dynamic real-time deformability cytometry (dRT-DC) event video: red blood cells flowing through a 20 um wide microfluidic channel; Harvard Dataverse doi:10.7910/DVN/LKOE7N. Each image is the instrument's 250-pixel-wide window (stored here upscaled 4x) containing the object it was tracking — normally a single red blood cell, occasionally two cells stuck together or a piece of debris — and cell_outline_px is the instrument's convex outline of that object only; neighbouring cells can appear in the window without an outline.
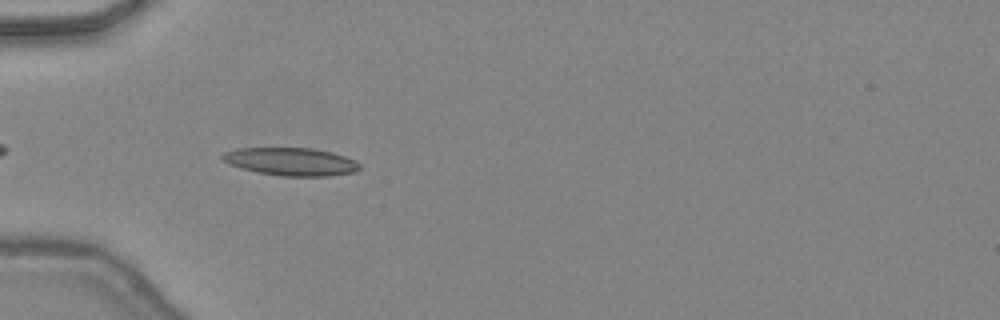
{"species": "common noctule bat (a hibernating species)", "species_latin": "Nyctalus noctula", "temperature_condition": "warm", "stored_images_in_passage": 10, "camera_frame_rate_fps": 3000, "um_per_image_px": 0.085, "animal": {"sex": "female", "body_mass_g": 24.6, "forearm_length_mm": 56.2}, "frame": {"image": 1, "passage_image": 2, "time_ms": 0.333, "image_size_px": [1000, 320], "cell_outline_px": [[360, 168], [356, 172], [328, 176], [280, 176], [256, 172], [240, 168], [228, 164], [220, 156], [224, 152], [236, 148], [312, 148], [332, 152], [356, 160], [360, 164]], "centroid_in_image_um": [24.73, 13.74], "position_along_channel_um": 60.3, "area_um2": 22.48}}
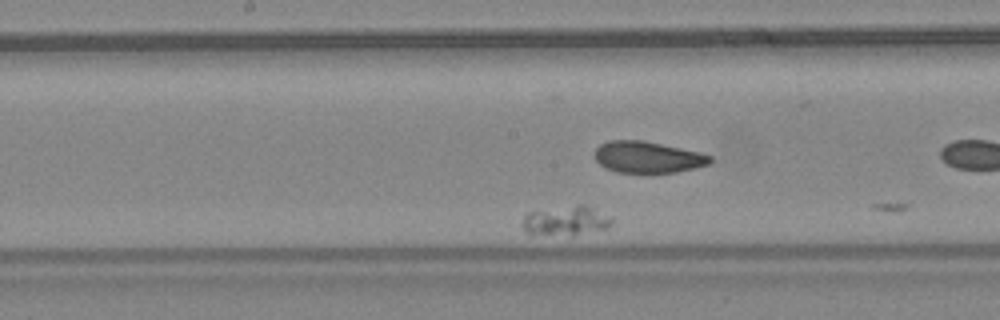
{"frame": {"image": 2, "passage_image": 7, "time_ms": 2.0, "image_size_px": [1000, 320], "cell_outline_px": [[612, 224], [608, 228], [572, 236], [532, 236], [524, 232], [524, 216], [528, 212], [580, 204], [584, 204], [592, 208], [612, 220]], "centroid_in_image_um": [48.04, 18.82], "position_along_channel_um": 200.2, "area_um2": 15.55}}